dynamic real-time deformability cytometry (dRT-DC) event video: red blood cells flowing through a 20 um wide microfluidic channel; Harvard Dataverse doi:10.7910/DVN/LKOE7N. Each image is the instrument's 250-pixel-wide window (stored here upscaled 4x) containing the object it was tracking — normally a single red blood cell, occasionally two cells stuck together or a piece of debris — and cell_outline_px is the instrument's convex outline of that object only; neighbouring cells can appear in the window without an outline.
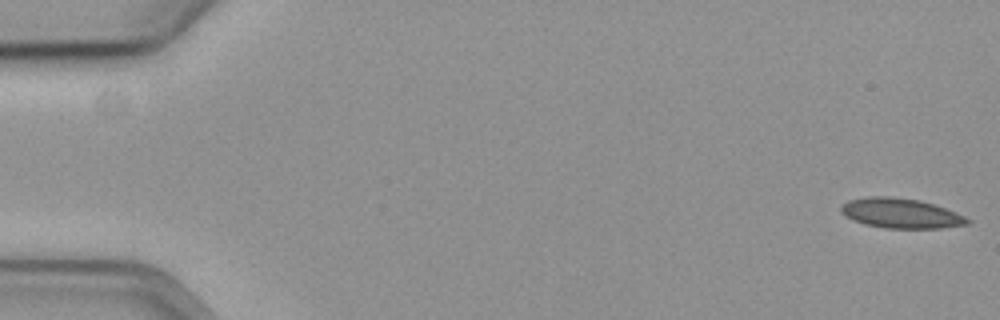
{"species": "common noctule bat (a hibernating species)", "species_latin": "Nyctalus noctula", "temperature_condition": "cold", "stored_images_in_passage": 15, "camera_frame_rate_fps": 3000, "um_per_image_px": 0.085, "animal": {"sex": "female", "body_mass_g": 19.3, "forearm_length_mm": 54.1}, "frame": {"image": 1, "passage_image": 1, "time_ms": 0.0, "image_size_px": [1000, 320], "cell_outline_px": [[972, 220], [968, 224], [940, 228], [888, 228], [868, 224], [856, 220], [840, 212], [840, 204], [848, 200], [868, 196], [892, 196], [920, 200], [956, 212]], "centroid_in_image_um": [76.57, 18.11], "position_along_channel_um": 8.4, "area_um2": 21.79}}